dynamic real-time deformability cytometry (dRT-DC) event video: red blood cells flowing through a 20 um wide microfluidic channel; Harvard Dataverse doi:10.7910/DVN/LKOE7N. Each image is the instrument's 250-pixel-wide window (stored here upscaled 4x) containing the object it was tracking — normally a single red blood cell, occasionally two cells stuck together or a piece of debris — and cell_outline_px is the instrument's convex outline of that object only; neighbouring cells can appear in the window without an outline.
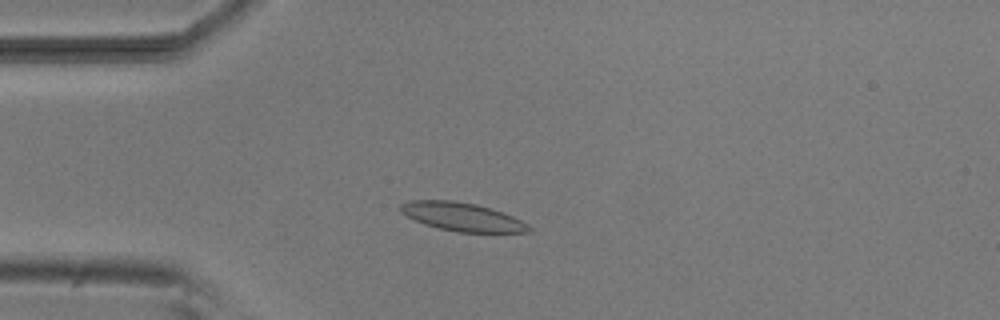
{"species": "common noctule bat (a hibernating species)", "species_latin": "Nyctalus noctula", "temperature_condition": "room temperature", "stored_images_in_passage": 43, "camera_frame_rate_fps": 3000, "um_per_image_px": 0.085, "animal": {"sex": "male", "body_mass_g": 20.5, "forearm_length_mm": 52.5}, "frame": {"image": 1, "passage_image": 3, "time_ms": 0.667, "image_size_px": [1000, 320], "cell_outline_px": [[532, 232], [456, 232], [436, 228], [424, 224], [400, 212], [400, 204], [408, 200], [452, 200], [476, 204], [504, 212], [528, 224], [532, 228]], "centroid_in_image_um": [39.28, 18.43], "position_along_channel_um": 45.7, "area_um2": 21.33}}
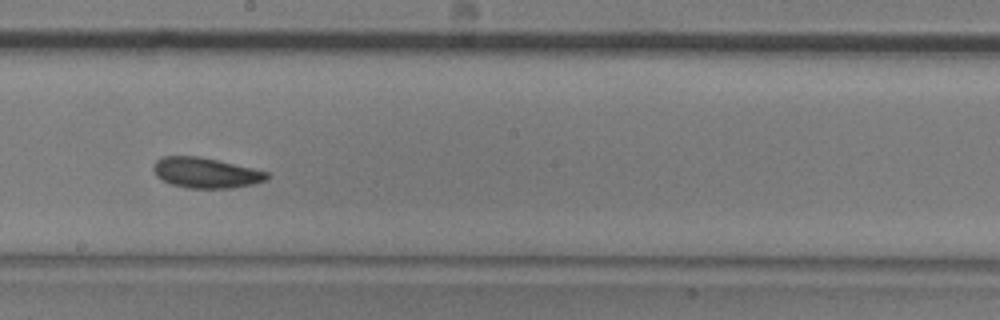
{"frame": {"image": 2, "passage_image": 19, "time_ms": 6.0, "image_size_px": [1000, 320], "cell_outline_px": [[268, 180], [256, 184], [232, 188], [188, 188], [172, 184], [160, 180], [156, 176], [152, 168], [156, 160], [164, 156], [196, 156], [216, 160], [252, 168], [268, 172]], "centroid_in_image_um": [17.48, 14.7], "position_along_channel_um": 230.7, "area_um2": 20.11}}
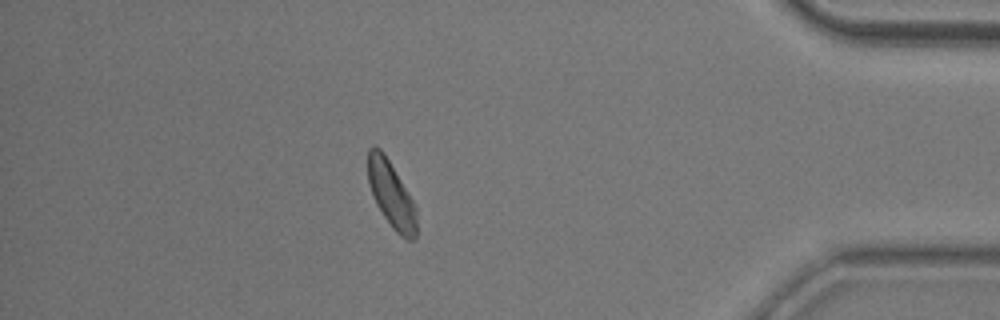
{"frame": {"image": 3, "passage_image": 36, "time_ms": 11.667, "image_size_px": [1000, 320], "cell_outline_px": [[416, 236], [412, 240], [408, 240], [400, 236], [392, 228], [376, 204], [368, 180], [368, 148], [372, 144], [380, 148], [384, 152], [416, 204]], "centroid_in_image_um": [33.27, 16.51], "position_along_channel_um": 401.9, "area_um2": 18.9}, "authors_computed_cell_mechanics": {"area_um2": 19.7098, "velocity_mm_per_s": 3.7584, "shape_relaxation_time_tau1_ms": 4.0863, "shape_relaxation_time_tau2_ms": 4.1364, "deformation_change_tau1": 0.1231, "deformation_change_tau2": 0.1104}}